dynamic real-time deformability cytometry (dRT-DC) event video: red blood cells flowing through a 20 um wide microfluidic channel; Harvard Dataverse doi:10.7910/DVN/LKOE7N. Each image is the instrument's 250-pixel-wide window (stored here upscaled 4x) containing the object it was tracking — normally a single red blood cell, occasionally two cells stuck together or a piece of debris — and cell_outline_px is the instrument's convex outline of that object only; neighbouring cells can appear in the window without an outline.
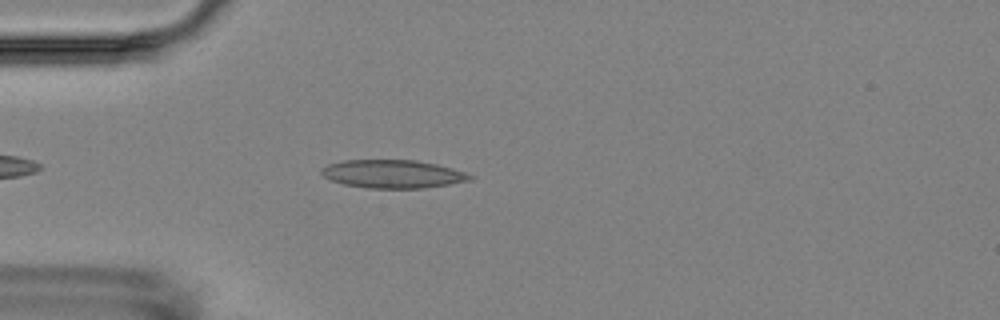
{"species": "Egyptian fruit bat (a non-hibernating species)", "species_latin": "Rousettus aegyptiacus", "temperature_condition": "room temperature", "stored_images_in_passage": 5, "camera_frame_rate_fps": 3000, "um_per_image_px": 0.085, "animal": {"sex": "female"}, "frame": {"image": 1, "passage_image": 3, "time_ms": 2.333, "image_size_px": [1000, 320], "cell_outline_px": [[476, 176], [472, 180], [424, 188], [368, 188], [344, 184], [332, 180], [324, 176], [320, 172], [320, 168], [328, 164], [344, 160], [416, 160], [436, 164], [464, 172]], "centroid_in_image_um": [33.38, 14.78], "position_along_channel_um": 51.6, "area_um2": 24.33}}